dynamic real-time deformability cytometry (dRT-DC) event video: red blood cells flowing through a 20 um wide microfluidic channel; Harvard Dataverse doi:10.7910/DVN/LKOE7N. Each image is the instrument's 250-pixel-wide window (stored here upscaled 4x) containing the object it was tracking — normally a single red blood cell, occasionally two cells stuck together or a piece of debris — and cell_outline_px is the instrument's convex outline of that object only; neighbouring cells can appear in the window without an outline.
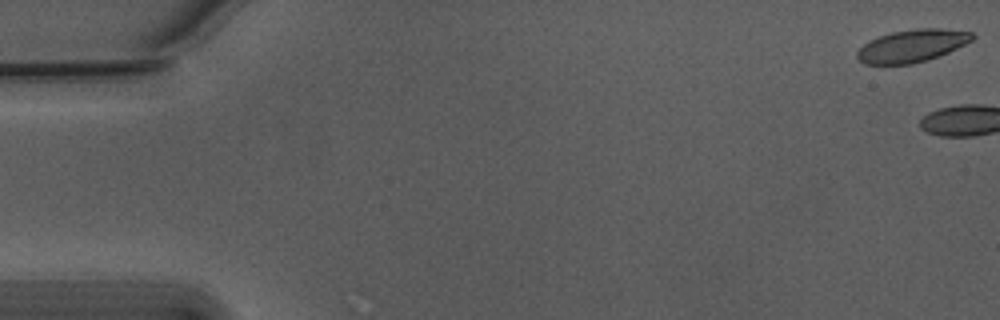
{"species": "Egyptian fruit bat (a non-hibernating species)", "species_latin": "Rousettus aegyptiacus", "temperature_condition": "warm", "stored_images_in_passage": 12, "camera_frame_rate_fps": 3000, "um_per_image_px": 0.085, "animal": {"sex": "male"}, "frame": {"image": 1, "passage_image": 1, "time_ms": 0.0, "image_size_px": [1000, 320], "cell_outline_px": [[976, 36], [972, 40], [948, 52], [928, 60], [912, 64], [864, 64], [856, 56], [856, 52], [868, 40], [892, 32], [916, 28], [940, 28], [972, 32]], "centroid_in_image_um": [77.52, 3.89], "position_along_channel_um": 7.5, "area_um2": 21.79}}